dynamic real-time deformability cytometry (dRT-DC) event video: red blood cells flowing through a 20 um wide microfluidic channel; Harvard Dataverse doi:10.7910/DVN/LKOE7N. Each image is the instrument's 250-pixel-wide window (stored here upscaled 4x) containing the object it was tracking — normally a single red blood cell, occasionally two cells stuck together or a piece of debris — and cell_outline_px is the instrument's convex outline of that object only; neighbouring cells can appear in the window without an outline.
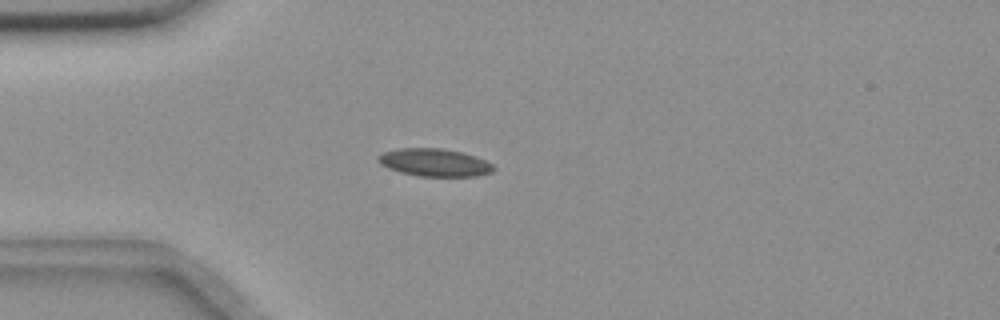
{"species": "common noctule bat (a hibernating species)", "species_latin": "Nyctalus noctula", "temperature_condition": "room temperature", "stored_images_in_passage": 44, "camera_frame_rate_fps": 3000, "um_per_image_px": 0.085, "animal": {"sex": "female", "body_mass_g": 18.4}, "frame": {"image": 1, "passage_image": 3, "time_ms": 0.667, "image_size_px": [1000, 320], "cell_outline_px": [[496, 168], [492, 172], [476, 176], [420, 176], [400, 172], [388, 168], [380, 164], [376, 156], [384, 152], [396, 148], [444, 148], [460, 152], [484, 160], [492, 164]], "centroid_in_image_um": [36.9, 13.81], "position_along_channel_um": 48.1, "area_um2": 18.55}}
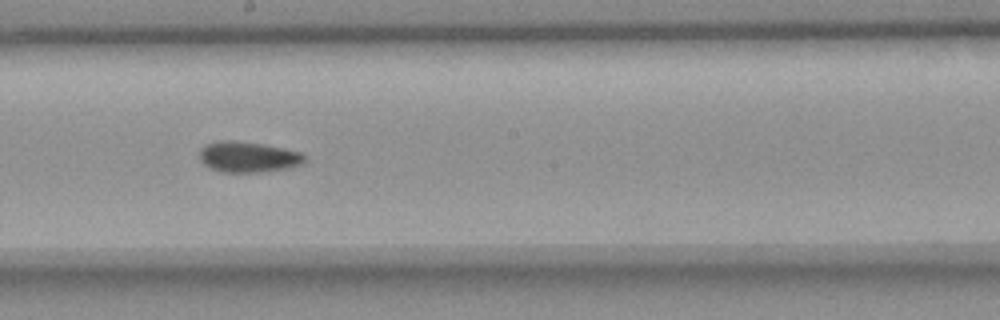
{"frame": {"image": 2, "passage_image": 19, "time_ms": 6.0, "image_size_px": [1000, 320], "cell_outline_px": [[304, 160], [300, 164], [288, 168], [260, 172], [220, 172], [204, 164], [200, 160], [200, 148], [204, 144], [216, 140], [236, 140], [264, 144], [284, 148], [300, 152], [304, 156]], "centroid_in_image_um": [21.04, 13.32], "position_along_channel_um": 227.2, "area_um2": 18.9}}
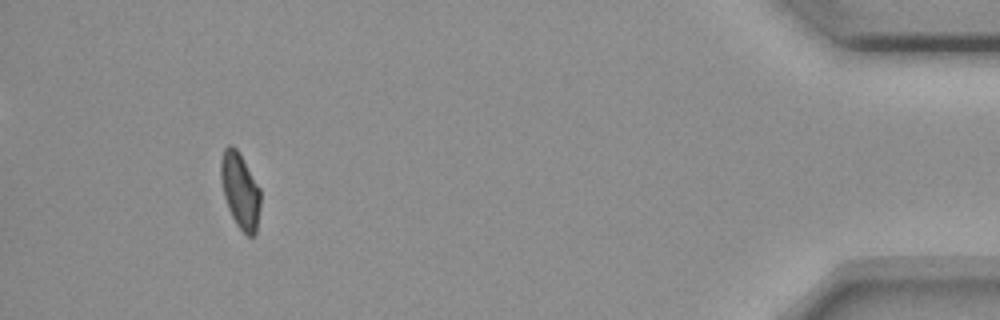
{"frame": {"image": 3, "passage_image": 40, "time_ms": 13.0, "image_size_px": [1000, 320], "cell_outline_px": [[260, 204], [256, 232], [252, 236], [248, 236], [236, 224], [228, 208], [224, 196], [220, 176], [220, 160], [224, 148], [228, 144], [232, 144], [236, 148], [260, 188]], "centroid_in_image_um": [20.39, 16.17], "position_along_channel_um": 414.8, "area_um2": 17.34}, "authors_computed_cell_mechanics": {"area_um2": 18.1203, "velocity_mm_per_s": 3.6318, "shape_relaxation_time_tau1_ms": 4.2505, "shape_relaxation_time_tau2_ms": 4.0979, "deformation_change_tau1": 0.1149, "deformation_change_tau2": 0.0855}}